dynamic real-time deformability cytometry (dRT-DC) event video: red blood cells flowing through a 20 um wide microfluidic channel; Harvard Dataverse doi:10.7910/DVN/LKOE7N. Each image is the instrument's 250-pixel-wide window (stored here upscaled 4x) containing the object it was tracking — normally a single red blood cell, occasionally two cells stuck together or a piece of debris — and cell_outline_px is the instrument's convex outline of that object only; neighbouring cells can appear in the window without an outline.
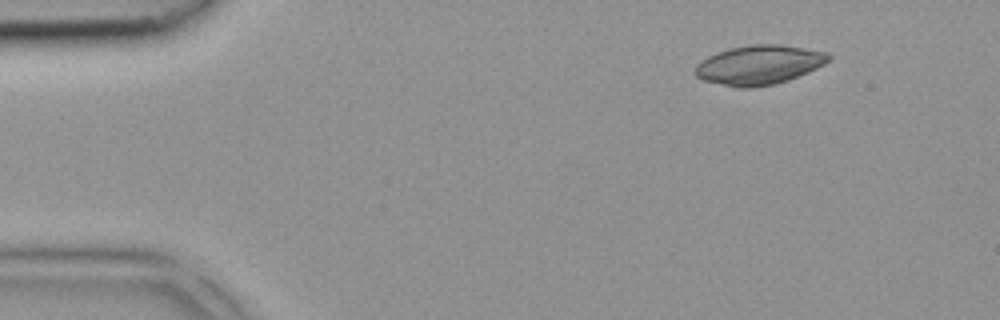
{"species": "common noctule bat (a hibernating species)", "species_latin": "Nyctalus noctula", "temperature_condition": "room temperature", "stored_images_in_passage": 38, "camera_frame_rate_fps": 3000, "um_per_image_px": 0.085, "animal": {"sex": "female", "body_mass_g": 18.4}, "frame": {"image": 1, "passage_image": 1, "time_ms": 0.0, "image_size_px": [1000, 320], "cell_outline_px": [[832, 56], [824, 64], [808, 72], [788, 80], [772, 84], [752, 88], [736, 88], [704, 80], [696, 76], [696, 64], [700, 60], [716, 52], [732, 48], [752, 44], [780, 44], [828, 52]], "centroid_in_image_um": [64.52, 5.51], "position_along_channel_um": 20.5, "area_um2": 30.52}}
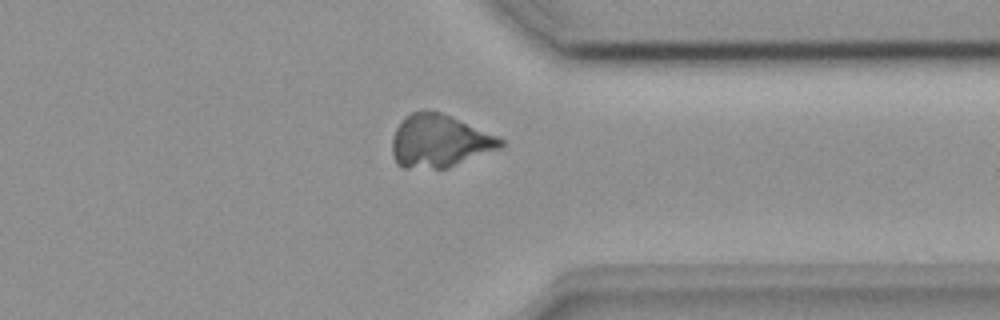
{"frame": {"image": 2, "passage_image": 29, "time_ms": 9.333, "image_size_px": [1000, 320], "cell_outline_px": [[504, 144], [500, 148], [448, 168], [400, 168], [396, 164], [392, 152], [392, 140], [396, 128], [412, 112], [440, 112], [452, 116], [496, 136], [504, 140]], "centroid_in_image_um": [37.34, 12.02], "position_along_channel_um": 374.1, "area_um2": 32.89}}
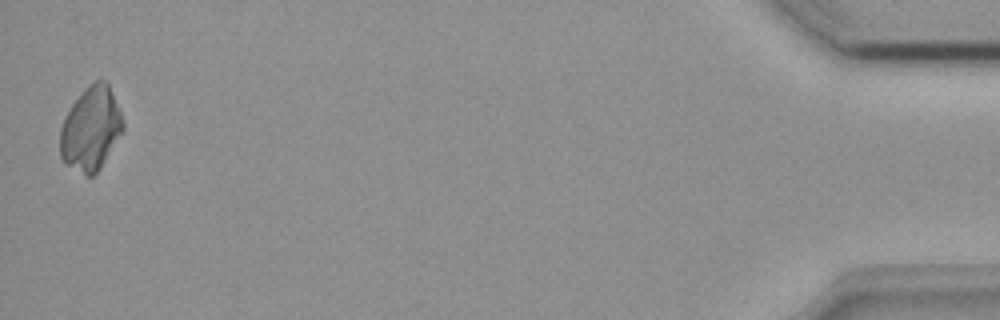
{"frame": {"image": 3, "passage_image": 38, "time_ms": 12.333, "image_size_px": [1000, 320], "cell_outline_px": [[124, 128], [100, 168], [92, 176], [88, 176], [64, 164], [60, 156], [60, 128], [64, 116], [72, 104], [84, 88], [88, 84], [96, 80], [104, 80], [108, 84], [124, 120]], "centroid_in_image_um": [7.7, 10.93], "position_along_channel_um": 427.5, "area_um2": 30.58}}